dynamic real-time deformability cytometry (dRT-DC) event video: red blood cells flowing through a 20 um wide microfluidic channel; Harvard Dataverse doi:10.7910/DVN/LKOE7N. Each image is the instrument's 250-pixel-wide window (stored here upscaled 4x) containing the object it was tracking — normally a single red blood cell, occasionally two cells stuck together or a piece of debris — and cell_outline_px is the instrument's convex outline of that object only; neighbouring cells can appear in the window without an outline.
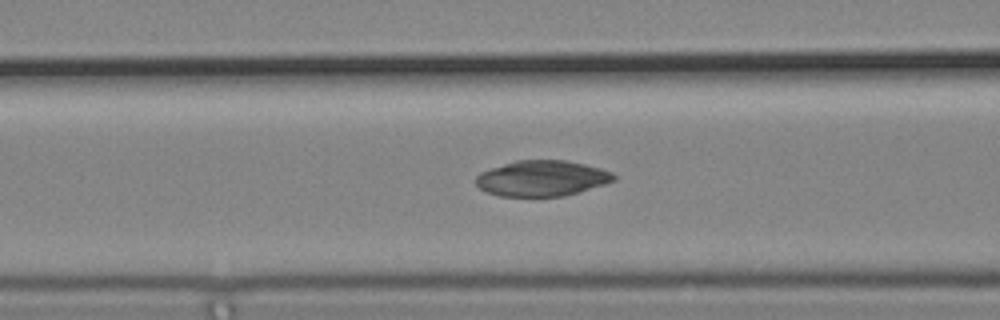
{"species": "common noctule bat (a hibernating species)", "species_latin": "Nyctalus noctula", "temperature_condition": "cold", "stored_images_in_passage": 33, "camera_frame_rate_fps": 3000, "um_per_image_px": 0.085, "animal": {"sex": "male", "body_mass_g": 19.2, "forearm_length_mm": 51.8}, "frame": {"image": 1, "passage_image": 6, "time_ms": 1.667, "image_size_px": [1000, 320], "cell_outline_px": [[616, 180], [604, 184], [564, 196], [500, 196], [488, 192], [480, 188], [476, 184], [476, 176], [480, 172], [516, 160], [568, 160], [600, 168], [612, 172], [616, 176]], "centroid_in_image_um": [46.07, 15.15], "position_along_channel_um": 120.5, "area_um2": 28.5}}
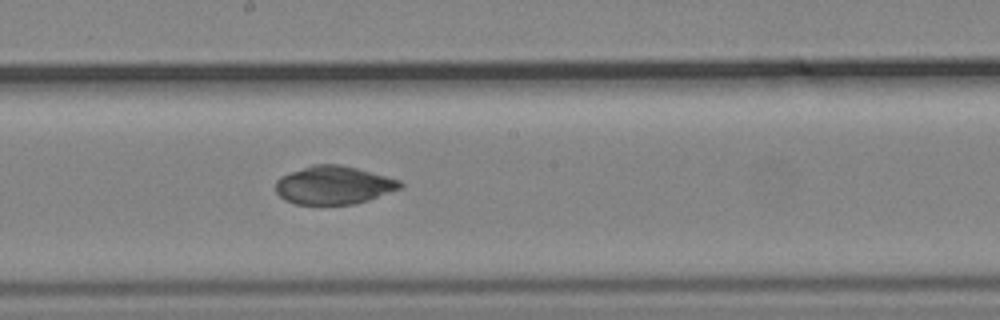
{"frame": {"image": 2, "passage_image": 14, "time_ms": 4.333, "image_size_px": [1000, 320], "cell_outline_px": [[404, 184], [400, 188], [368, 200], [356, 204], [296, 204], [284, 200], [276, 192], [276, 180], [280, 176], [312, 164], [340, 164], [356, 168], [400, 180]], "centroid_in_image_um": [28.33, 15.73], "position_along_channel_um": 219.9, "area_um2": 27.63}}
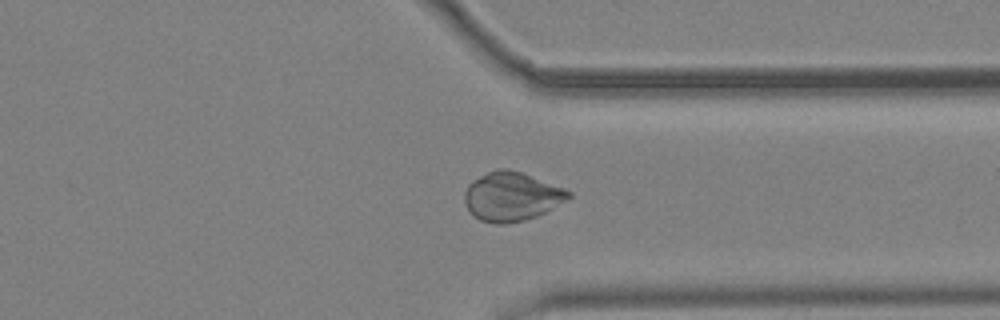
{"frame": {"image": 3, "passage_image": 26, "time_ms": 8.333, "image_size_px": [1000, 320], "cell_outline_px": [[572, 196], [552, 208], [536, 216], [524, 220], [504, 224], [496, 224], [480, 220], [472, 216], [468, 212], [464, 204], [464, 192], [468, 184], [472, 180], [496, 168], [508, 168], [520, 172], [564, 188], [572, 192]], "centroid_in_image_um": [43.43, 16.71], "position_along_channel_um": 368.0, "area_um2": 29.71}, "authors_computed_cell_mechanics": {"area_um2": 28.7844, "velocity_mm_per_s": 3.7222, "shape_relaxation_time_tau1_ms": null, "shape_relaxation_time_tau2_ms": 1.9132, "deformation_change_tau1": null, "deformation_change_tau2": 0.0362}}